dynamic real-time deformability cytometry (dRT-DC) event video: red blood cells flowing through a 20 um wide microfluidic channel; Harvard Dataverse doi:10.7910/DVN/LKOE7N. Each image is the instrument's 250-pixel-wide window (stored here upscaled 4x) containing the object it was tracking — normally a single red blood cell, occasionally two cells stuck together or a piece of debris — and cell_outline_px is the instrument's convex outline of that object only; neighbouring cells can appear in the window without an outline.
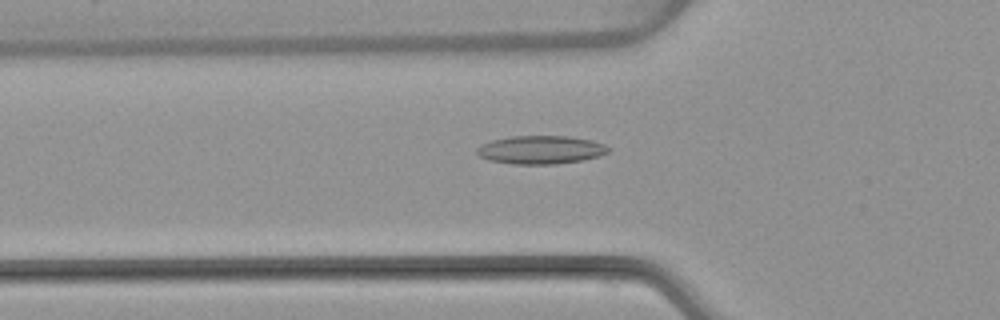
{"species": "common noctule bat (a hibernating species)", "species_latin": "Nyctalus noctula", "temperature_condition": "warm", "stored_images_in_passage": 47, "camera_frame_rate_fps": 3000, "um_per_image_px": 0.085, "animal": {"sex": "female", "body_mass_g": 22.7, "forearm_length_mm": 54.2}, "frame": {"image": 1, "passage_image": 18, "time_ms": 5.667, "image_size_px": [1000, 320], "cell_outline_px": [[612, 148], [608, 152], [600, 156], [584, 160], [556, 164], [512, 164], [488, 160], [480, 156], [476, 152], [476, 148], [480, 144], [492, 140], [508, 136], [572, 136], [592, 140], [604, 144]], "centroid_in_image_um": [45.98, 12.73], "position_along_channel_um": 79.8, "area_um2": 22.02}}
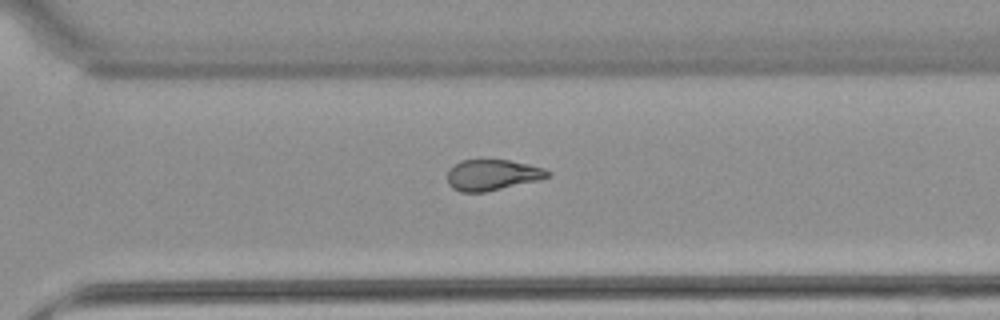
{"frame": {"image": 2, "passage_image": 37, "time_ms": 12.0, "image_size_px": [1000, 320], "cell_outline_px": [[552, 172], [548, 176], [540, 180], [484, 192], [460, 192], [452, 188], [448, 184], [448, 168], [460, 160], [508, 160], [528, 164], [544, 168]], "centroid_in_image_um": [41.83, 14.87], "position_along_channel_um": 328.8, "area_um2": 18.09}}
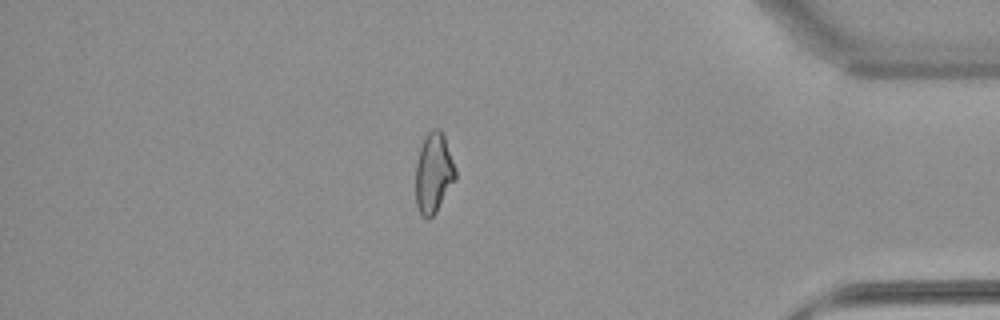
{"frame": {"image": 3, "passage_image": 45, "time_ms": 14.667, "image_size_px": [1000, 320], "cell_outline_px": [[456, 180], [436, 212], [428, 220], [420, 216], [416, 204], [416, 164], [420, 148], [428, 132], [432, 128], [440, 128], [444, 136], [456, 168]], "centroid_in_image_um": [36.86, 14.74], "position_along_channel_um": 398.3, "area_um2": 18.73}}